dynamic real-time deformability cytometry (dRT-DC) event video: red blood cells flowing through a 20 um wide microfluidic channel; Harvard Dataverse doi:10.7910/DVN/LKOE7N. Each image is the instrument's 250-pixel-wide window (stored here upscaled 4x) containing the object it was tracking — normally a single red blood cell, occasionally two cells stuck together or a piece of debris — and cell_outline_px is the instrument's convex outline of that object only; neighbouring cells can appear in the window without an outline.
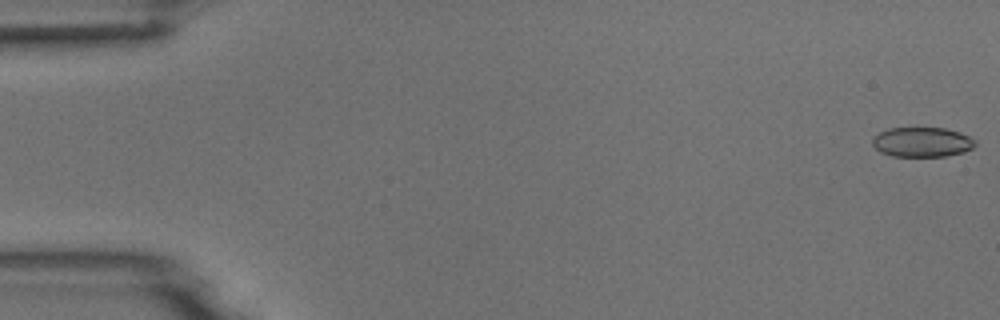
{"species": "common noctule bat (a hibernating species)", "species_latin": "Nyctalus noctula", "temperature_condition": "room temperature", "stored_images_in_passage": 5, "camera_frame_rate_fps": 3000, "um_per_image_px": 0.085, "animal": {"sex": "male", "body_mass_g": 18.8}, "frame": {"image": 1, "passage_image": 1, "time_ms": 0.0, "image_size_px": [1000, 320], "cell_outline_px": [[976, 144], [972, 148], [964, 152], [944, 156], [892, 156], [880, 152], [872, 144], [872, 136], [888, 128], [944, 128], [960, 132], [976, 140]], "centroid_in_image_um": [78.36, 12.07], "position_along_channel_um": 6.6, "area_um2": 17.86}}
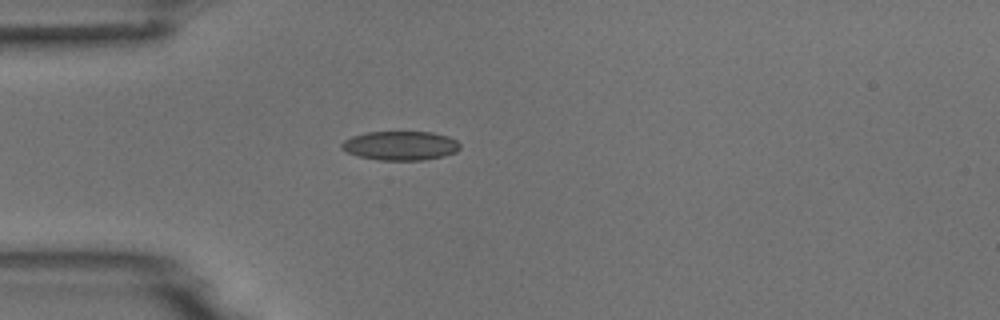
{"frame": {"image": 2, "passage_image": 5, "time_ms": 4.667, "image_size_px": [1000, 320], "cell_outline_px": [[460, 148], [456, 152], [444, 156], [424, 160], [380, 160], [360, 156], [348, 152], [340, 148], [340, 144], [344, 140], [352, 136], [368, 132], [432, 132], [448, 136], [456, 140], [460, 144]], "centroid_in_image_um": [34.05, 12.38], "position_along_channel_um": 50.9, "area_um2": 20.06}}